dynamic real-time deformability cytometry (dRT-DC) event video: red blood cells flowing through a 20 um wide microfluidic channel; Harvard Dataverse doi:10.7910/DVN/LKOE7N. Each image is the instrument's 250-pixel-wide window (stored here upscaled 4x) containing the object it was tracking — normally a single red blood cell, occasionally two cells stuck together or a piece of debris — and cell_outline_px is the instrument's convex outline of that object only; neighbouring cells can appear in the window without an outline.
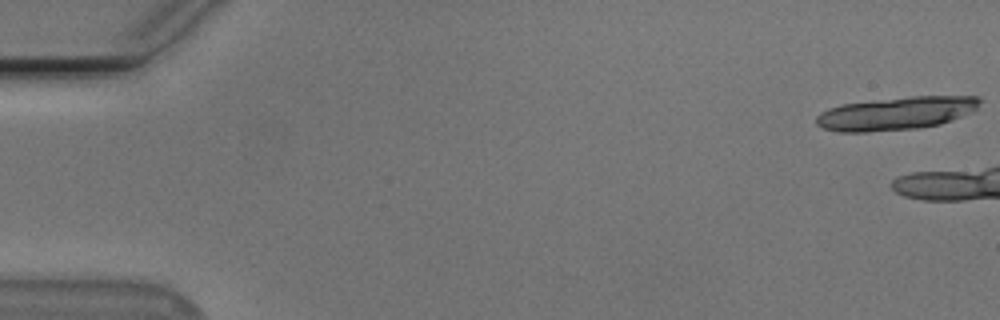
{"species": "Egyptian fruit bat (a non-hibernating species)", "species_latin": "Rousettus aegyptiacus", "temperature_condition": "cold", "stored_images_in_passage": 9, "camera_frame_rate_fps": 3000, "um_per_image_px": 0.085, "animal": {"sex": "male"}, "frame": {"image": 1, "passage_image": 1, "time_ms": 0.0, "image_size_px": [1000, 320], "cell_outline_px": [[980, 100], [976, 108], [972, 112], [940, 124], [920, 128], [868, 132], [836, 132], [824, 128], [816, 124], [816, 116], [820, 112], [828, 108], [840, 104], [908, 96], [980, 96]], "centroid_in_image_um": [76.13, 9.64], "position_along_channel_um": 8.9, "area_um2": 31.67}}